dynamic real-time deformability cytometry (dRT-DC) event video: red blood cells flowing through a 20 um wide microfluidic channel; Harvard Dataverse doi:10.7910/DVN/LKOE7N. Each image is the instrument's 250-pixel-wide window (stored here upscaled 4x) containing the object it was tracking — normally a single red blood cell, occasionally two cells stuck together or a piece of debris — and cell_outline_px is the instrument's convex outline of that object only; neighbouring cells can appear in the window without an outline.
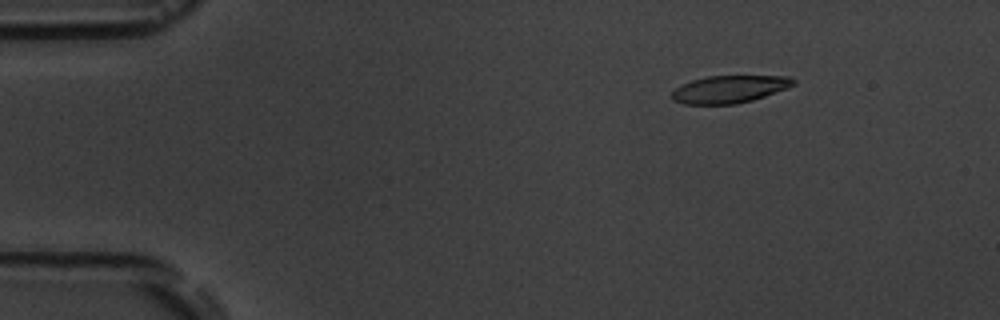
{"species": "common noctule bat (a hibernating species)", "species_latin": "Nyctalus noctula", "temperature_condition": "room temperature", "stored_images_in_passage": 4, "camera_frame_rate_fps": 3000, "um_per_image_px": 0.085, "animal": {"sex": "male", "body_mass_g": 19.5, "forearm_length_mm": 54.6}, "frame": {"image": 1, "passage_image": 1, "time_ms": 0.0, "image_size_px": [1000, 320], "cell_outline_px": [[796, 84], [788, 88], [752, 100], [736, 104], [684, 104], [672, 100], [672, 92], [680, 84], [692, 80], [708, 76], [788, 76], [796, 80]], "centroid_in_image_um": [62.0, 7.58], "position_along_channel_um": 23.0, "area_um2": 19.48}}
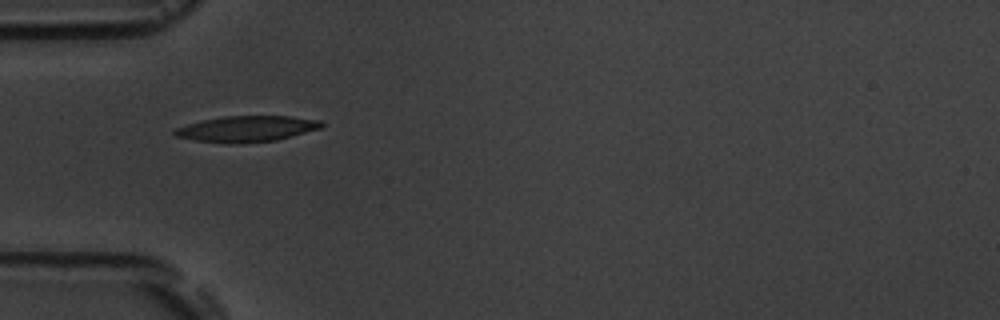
{"frame": {"image": 2, "passage_image": 4, "time_ms": 3.333, "image_size_px": [1000, 320], "cell_outline_px": [[324, 124], [320, 128], [276, 140], [240, 144], [228, 144], [192, 140], [176, 136], [172, 132], [176, 128], [200, 120], [224, 116], [288, 116], [320, 120]], "centroid_in_image_um": [20.92, 10.96], "position_along_channel_um": 64.1, "area_um2": 22.25}}